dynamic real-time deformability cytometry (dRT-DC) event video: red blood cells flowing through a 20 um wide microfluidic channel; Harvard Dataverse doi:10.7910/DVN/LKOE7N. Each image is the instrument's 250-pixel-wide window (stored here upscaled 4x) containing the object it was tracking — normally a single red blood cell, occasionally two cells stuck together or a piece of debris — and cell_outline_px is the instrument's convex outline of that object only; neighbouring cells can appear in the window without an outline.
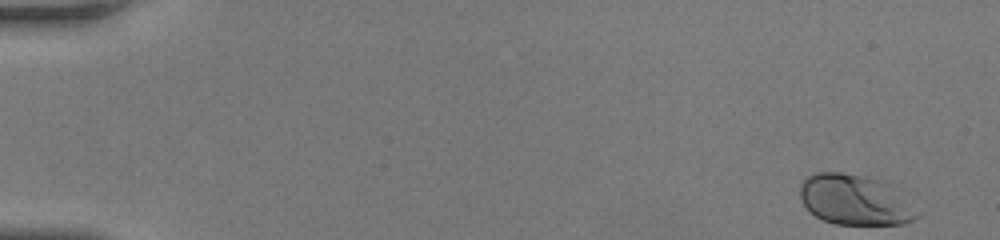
{"species": "human", "species_latin": "Homo sapiens", "temperature_condition": "room temperature", "stored_images_in_passage": 49, "camera_frame_rate_fps": 3000, "um_per_image_px": 0.085, "donor": {"sex": "female"}, "frame": {"image": 1, "passage_image": 1, "time_ms": 0.0, "image_size_px": [1000, 240], "cell_outline_px": [[924, 212], [920, 216], [904, 224], [836, 224], [824, 220], [816, 216], [800, 200], [800, 184], [808, 176], [816, 172], [840, 172], [864, 176], [880, 180], [892, 184]], "centroid_in_image_um": [72.77, 16.99], "position_along_channel_um": 12.2, "area_um2": 34.97}}
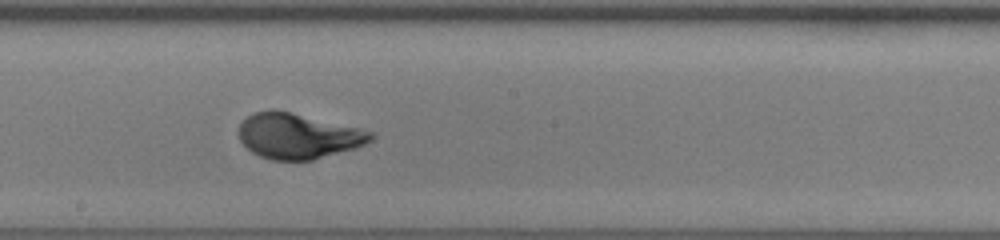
{"frame": {"image": 2, "passage_image": 28, "time_ms": 9.0, "image_size_px": [1000, 240], "cell_outline_px": [[376, 136], [372, 140], [356, 148], [312, 160], [272, 160], [260, 156], [252, 152], [240, 140], [236, 132], [240, 124], [248, 116], [256, 112], [288, 112], [360, 128], [372, 132]], "centroid_in_image_um": [25.35, 11.59], "position_along_channel_um": 222.9, "area_um2": 34.33}}
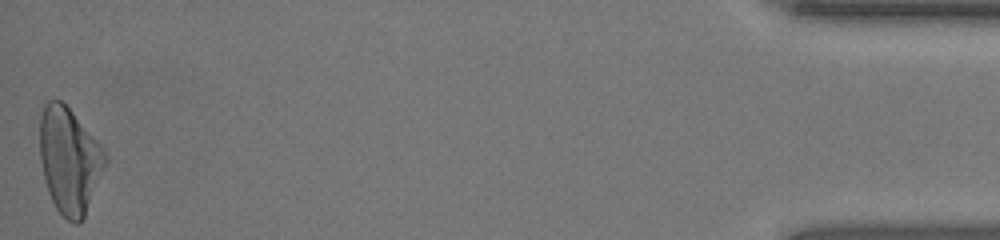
{"frame": {"image": 3, "passage_image": 49, "time_ms": 16.0, "image_size_px": [1000, 240], "cell_outline_px": [[108, 160], [84, 216], [80, 224], [72, 224], [56, 208], [48, 192], [44, 180], [40, 160], [40, 116], [44, 104], [48, 100], [60, 100], [72, 112], [100, 144], [108, 156]], "centroid_in_image_um": [5.89, 13.64], "position_along_channel_um": 429.3, "area_um2": 40.17}, "authors_computed_cell_mechanics": {"area_um2": 34.9112, "velocity_mm_per_s": 4.2107, "shape_relaxation_time_tau1_ms": 2.5744, "shape_relaxation_time_tau2_ms": null, "deformation_change_tau1": 0.155, "deformation_change_tau2": null}}